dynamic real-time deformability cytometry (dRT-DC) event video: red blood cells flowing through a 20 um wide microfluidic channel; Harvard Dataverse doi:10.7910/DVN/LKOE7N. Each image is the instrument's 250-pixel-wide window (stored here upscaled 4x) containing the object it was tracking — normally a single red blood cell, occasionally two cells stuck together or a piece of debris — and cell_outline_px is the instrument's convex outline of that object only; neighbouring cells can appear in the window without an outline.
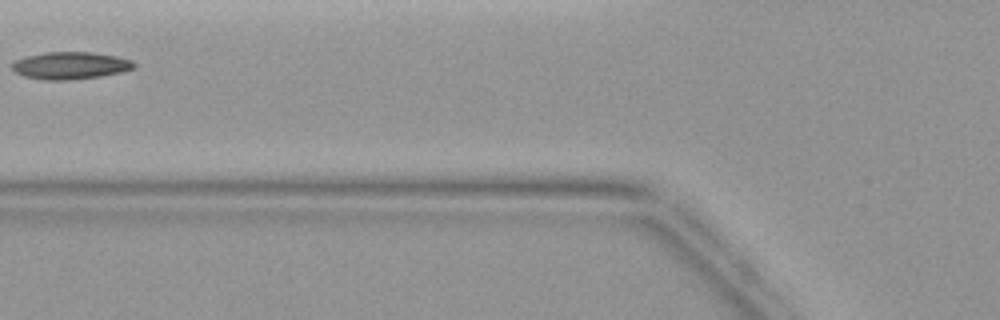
{"species": "common noctule bat (a hibernating species)", "species_latin": "Nyctalus noctula", "temperature_condition": "warm", "stored_images_in_passage": 3, "camera_frame_rate_fps": 3000, "um_per_image_px": 0.085, "animal": {"sex": "female", "body_mass_g": 19.9}, "frame": {"image": 1, "passage_image": 3, "time_ms": 2.667, "image_size_px": [1000, 320], "cell_outline_px": [[136, 64], [132, 68], [120, 72], [100, 76], [68, 80], [44, 80], [24, 76], [16, 72], [12, 68], [12, 64], [16, 60], [28, 56], [44, 52], [92, 52], [116, 56], [132, 60]], "centroid_in_image_um": [5.98, 5.56], "position_along_channel_um": 119.8, "area_um2": 19.19}}